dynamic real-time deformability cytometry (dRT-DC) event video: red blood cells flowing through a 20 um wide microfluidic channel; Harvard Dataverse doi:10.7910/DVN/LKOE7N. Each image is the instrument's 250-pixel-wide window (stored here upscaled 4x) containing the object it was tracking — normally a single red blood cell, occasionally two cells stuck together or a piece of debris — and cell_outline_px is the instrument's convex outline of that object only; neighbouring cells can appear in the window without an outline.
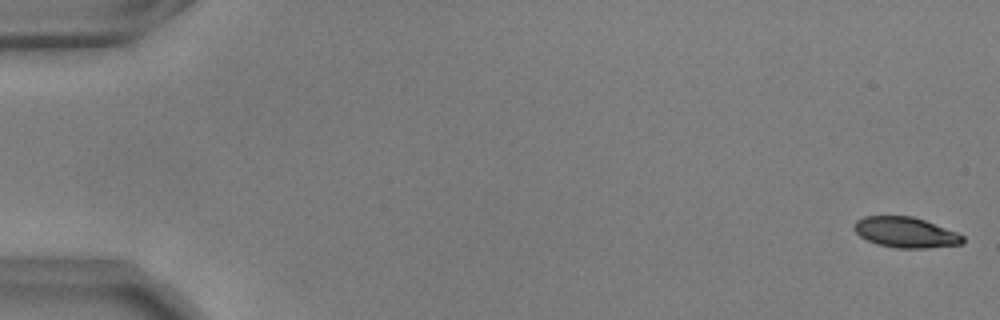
{"species": "common noctule bat (a hibernating species)", "species_latin": "Nyctalus noctula", "temperature_condition": "warm", "stored_images_in_passage": 56, "camera_frame_rate_fps": 3000, "um_per_image_px": 0.085, "animal": {"sex": "male", "body_mass_g": 17.9, "forearm_length_mm": 54.2}, "frame": {"image": 1, "passage_image": 1, "time_ms": 0.0, "image_size_px": [1000, 320], "cell_outline_px": [[964, 244], [928, 248], [896, 248], [876, 244], [860, 236], [852, 228], [852, 224], [856, 220], [864, 216], [912, 216], [924, 220], [956, 232], [964, 236]], "centroid_in_image_um": [76.95, 19.75], "position_along_channel_um": 8.0, "area_um2": 19.42}}
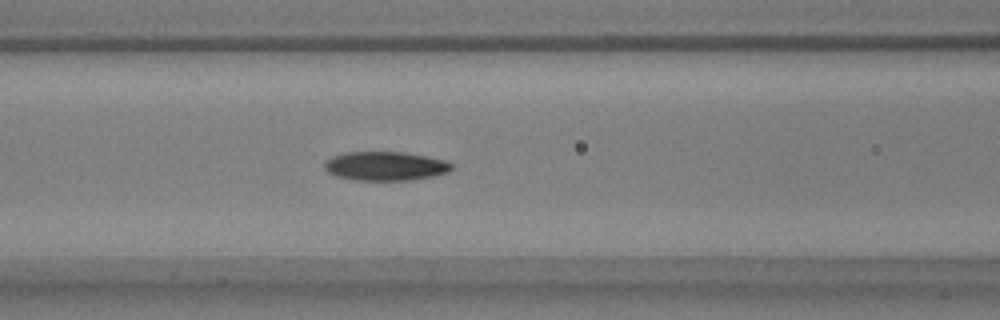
{"frame": {"image": 2, "passage_image": 24, "time_ms": 7.667, "image_size_px": [1000, 320], "cell_outline_px": [[452, 168], [448, 172], [432, 176], [412, 180], [352, 180], [336, 176], [328, 172], [324, 168], [324, 164], [332, 156], [344, 152], [404, 152], [444, 160], [452, 164]], "centroid_in_image_um": [32.72, 14.12], "position_along_channel_um": 133.9, "area_um2": 21.39}}
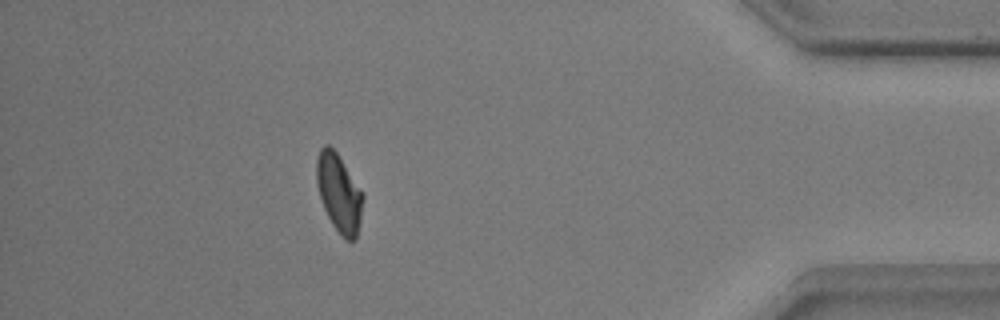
{"frame": {"image": 3, "passage_image": 50, "time_ms": 16.333, "image_size_px": [1000, 320], "cell_outline_px": [[364, 196], [360, 220], [356, 240], [344, 240], [340, 236], [332, 224], [324, 208], [316, 184], [316, 160], [320, 148], [324, 144], [328, 144], [336, 152], [364, 192]], "centroid_in_image_um": [28.82, 16.41], "position_along_channel_um": 406.4, "area_um2": 21.27}, "authors_computed_cell_mechanics": {"area_um2": 20.9814, "velocity_mm_per_s": 3.6464, "shape_relaxation_time_tau1_ms": 7.876, "shape_relaxation_time_tau2_ms": 2.8436, "deformation_change_tau1": 0.1976, "deformation_change_tau2": 0.0741}}